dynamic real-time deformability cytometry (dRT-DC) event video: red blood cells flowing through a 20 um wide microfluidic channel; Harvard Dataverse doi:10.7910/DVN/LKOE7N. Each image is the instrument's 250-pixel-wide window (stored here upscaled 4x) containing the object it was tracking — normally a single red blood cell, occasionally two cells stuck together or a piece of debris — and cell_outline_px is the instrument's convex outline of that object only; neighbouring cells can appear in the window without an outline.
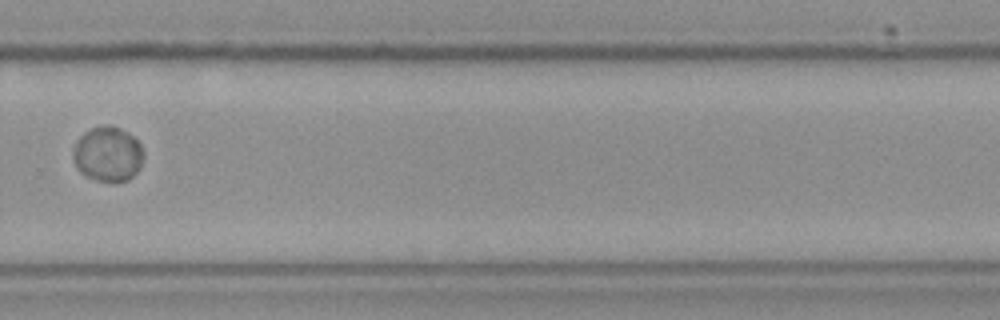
{"species": "Egyptian fruit bat (a non-hibernating species)", "species_latin": "Rousettus aegyptiacus", "temperature_condition": "cold", "stored_images_in_passage": 15, "camera_frame_rate_fps": 3000, "um_per_image_px": 0.085, "frame": {"image": 1, "passage_image": 11, "time_ms": 3.333, "image_size_px": [1000, 320], "cell_outline_px": [[144, 156], [140, 168], [128, 180], [96, 180], [84, 176], [76, 168], [72, 156], [72, 152], [76, 140], [84, 132], [92, 128], [104, 124], [112, 124], [128, 132], [140, 144], [144, 152]], "centroid_in_image_um": [9.14, 13.07], "position_along_channel_um": 320.7, "area_um2": 22.72}}